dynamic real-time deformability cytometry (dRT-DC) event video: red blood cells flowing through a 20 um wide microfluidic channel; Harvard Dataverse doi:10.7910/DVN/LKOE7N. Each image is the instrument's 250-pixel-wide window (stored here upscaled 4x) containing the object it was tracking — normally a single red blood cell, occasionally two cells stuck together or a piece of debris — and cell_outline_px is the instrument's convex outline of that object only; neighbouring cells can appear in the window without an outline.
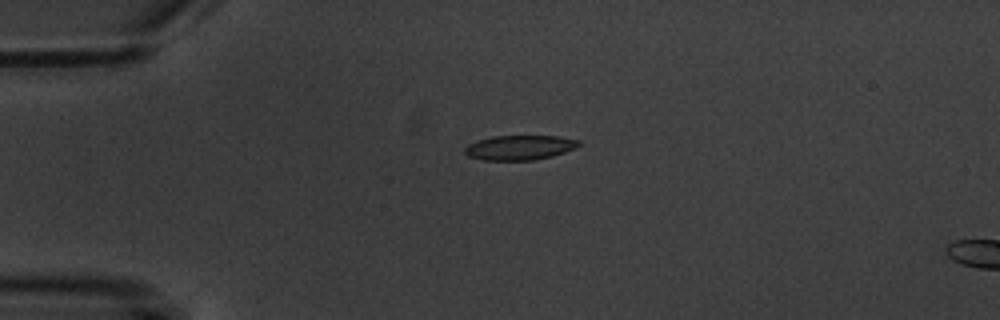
{"species": "common noctule bat (a hibernating species)", "species_latin": "Nyctalus noctula", "temperature_condition": "warm", "stored_images_in_passage": 7, "camera_frame_rate_fps": 3000, "um_per_image_px": 0.085, "animal": {"sex": "male", "body_mass_g": 20.1, "forearm_length_mm": 53.5}, "frame": {"image": 1, "passage_image": 7, "time_ms": 7.0, "image_size_px": [1000, 320], "cell_outline_px": [[580, 144], [576, 148], [552, 156], [532, 160], [484, 160], [468, 156], [464, 152], [464, 148], [468, 144], [476, 140], [492, 136], [560, 136], [580, 140]], "centroid_in_image_um": [44.16, 12.53], "position_along_channel_um": 40.8, "area_um2": 16.47}}